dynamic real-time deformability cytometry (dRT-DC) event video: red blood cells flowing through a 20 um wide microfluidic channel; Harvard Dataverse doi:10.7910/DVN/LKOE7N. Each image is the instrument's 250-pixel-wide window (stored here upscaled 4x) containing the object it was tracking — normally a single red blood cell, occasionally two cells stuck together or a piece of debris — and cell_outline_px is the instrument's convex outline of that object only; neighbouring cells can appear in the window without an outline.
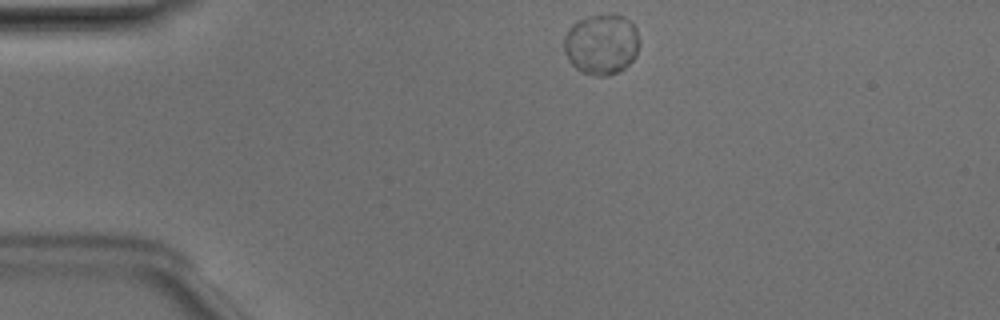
{"species": "Egyptian fruit bat (a non-hibernating species)", "species_latin": "Rousettus aegyptiacus", "temperature_condition": "room temperature", "stored_images_in_passage": 4, "camera_frame_rate_fps": 3000, "um_per_image_px": 0.085, "animal": {"sex": "male"}, "frame": {"image": 1, "passage_image": 1, "time_ms": 0.0, "image_size_px": [1000, 320], "cell_outline_px": [[640, 44], [636, 56], [624, 68], [608, 76], [596, 76], [580, 72], [568, 60], [564, 52], [564, 36], [568, 28], [572, 24], [588, 16], [612, 12], [616, 12], [624, 16], [636, 28], [640, 40]], "centroid_in_image_um": [51.13, 3.74], "position_along_channel_um": 33.9, "area_um2": 27.17}}